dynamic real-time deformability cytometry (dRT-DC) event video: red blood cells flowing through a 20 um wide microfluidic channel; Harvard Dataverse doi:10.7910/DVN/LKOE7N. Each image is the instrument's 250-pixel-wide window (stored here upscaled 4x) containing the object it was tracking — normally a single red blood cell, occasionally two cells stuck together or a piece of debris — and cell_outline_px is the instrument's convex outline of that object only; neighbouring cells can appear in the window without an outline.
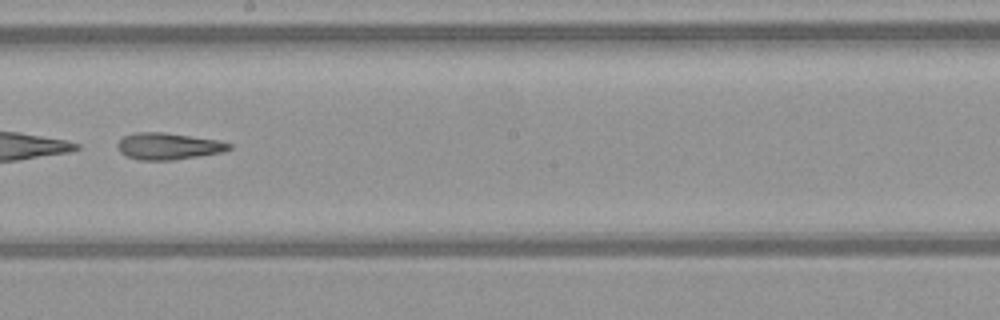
{"species": "common noctule bat (a hibernating species)", "species_latin": "Nyctalus noctula", "temperature_condition": "warm", "stored_images_in_passage": 50, "camera_frame_rate_fps": 3000, "um_per_image_px": 0.085, "animal": {"sex": "female", "body_mass_g": 21.9}, "frame": {"image": 1, "passage_image": 29, "time_ms": 9.333, "image_size_px": [1000, 320], "cell_outline_px": [[232, 148], [224, 152], [200, 156], [172, 160], [136, 160], [124, 156], [120, 152], [116, 144], [124, 136], [136, 132], [160, 132], [220, 140], [232, 144]], "centroid_in_image_um": [14.31, 12.44], "position_along_channel_um": 233.9, "area_um2": 17.51}}